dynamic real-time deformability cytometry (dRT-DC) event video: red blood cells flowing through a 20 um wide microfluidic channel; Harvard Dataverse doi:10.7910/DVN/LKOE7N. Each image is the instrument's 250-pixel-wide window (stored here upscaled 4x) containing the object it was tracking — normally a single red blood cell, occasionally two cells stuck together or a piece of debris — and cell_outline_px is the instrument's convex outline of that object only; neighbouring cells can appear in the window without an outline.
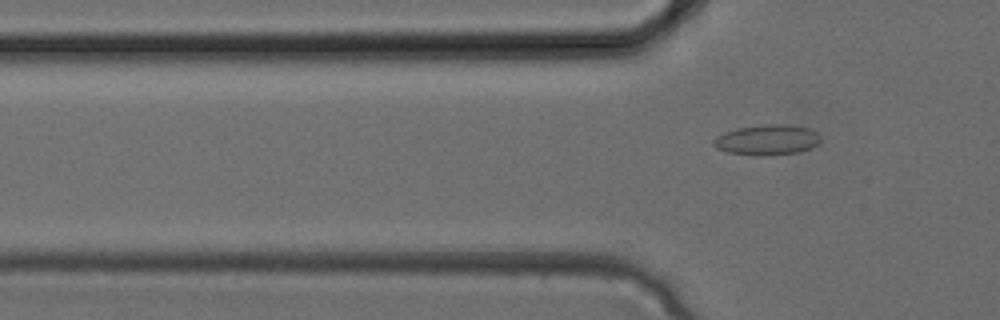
{"species": "common noctule bat (a hibernating species)", "species_latin": "Nyctalus noctula", "temperature_condition": "cold", "stored_images_in_passage": 11, "camera_frame_rate_fps": 3000, "um_per_image_px": 0.085, "animal": {"sex": "female", "body_mass_g": 24.6, "forearm_length_mm": 56.2}, "frame": {"image": 1, "passage_image": 11, "time_ms": 3.333, "image_size_px": [1000, 320], "cell_outline_px": [[820, 144], [812, 148], [800, 152], [768, 156], [756, 156], [728, 152], [716, 148], [712, 144], [712, 140], [716, 136], [724, 132], [736, 128], [764, 124], [788, 124], [808, 128], [816, 132], [820, 136]], "centroid_in_image_um": [65.21, 11.89], "position_along_channel_um": 60.6, "area_um2": 19.36}}